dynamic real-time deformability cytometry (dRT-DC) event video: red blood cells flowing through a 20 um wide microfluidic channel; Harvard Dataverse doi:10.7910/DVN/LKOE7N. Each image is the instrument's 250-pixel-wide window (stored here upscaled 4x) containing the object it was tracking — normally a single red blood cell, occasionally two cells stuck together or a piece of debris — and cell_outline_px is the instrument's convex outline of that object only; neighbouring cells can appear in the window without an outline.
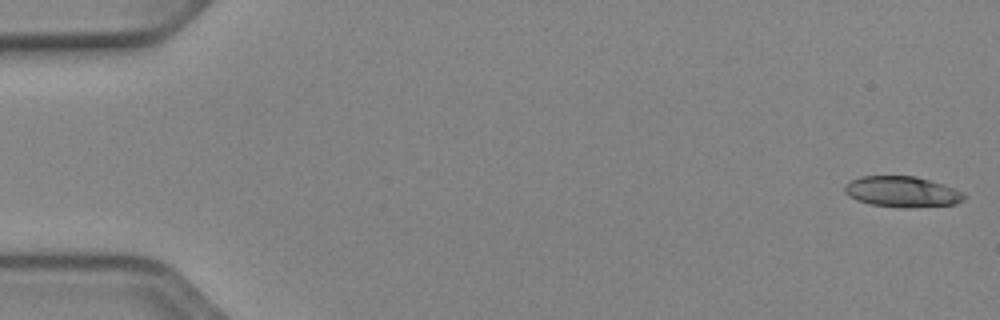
{"species": "Egyptian fruit bat (a non-hibernating species)", "species_latin": "Rousettus aegyptiacus", "temperature_condition": "cold", "stored_images_in_passage": 52, "camera_frame_rate_fps": 3000, "um_per_image_px": 0.085, "animal": {"sex": "female"}, "frame": {"image": 1, "passage_image": 1, "time_ms": 0.0, "image_size_px": [1000, 320], "cell_outline_px": [[968, 196], [964, 200], [956, 204], [912, 208], [900, 208], [872, 204], [856, 200], [848, 196], [844, 192], [844, 184], [860, 176], [916, 176], [944, 184], [964, 192]], "centroid_in_image_um": [76.71, 16.3], "position_along_channel_um": 8.3, "area_um2": 21.79}}
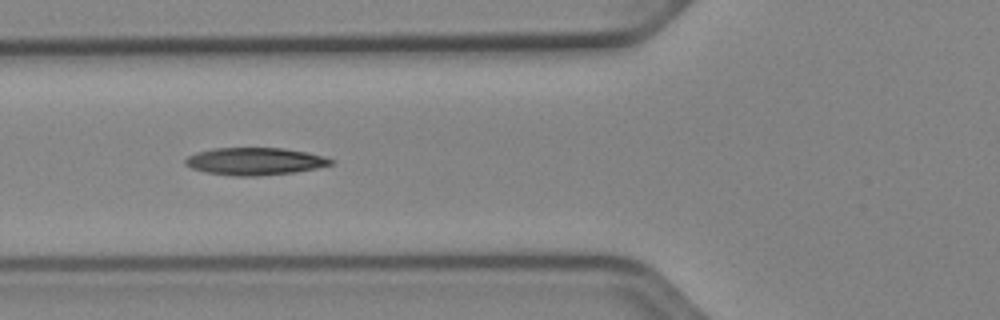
{"frame": {"image": 2, "passage_image": 20, "time_ms": 6.333, "image_size_px": [1000, 320], "cell_outline_px": [[336, 160], [332, 164], [316, 168], [296, 172], [260, 176], [236, 176], [204, 172], [192, 168], [184, 164], [184, 160], [188, 156], [196, 152], [212, 148], [284, 148], [308, 152], [324, 156]], "centroid_in_image_um": [21.67, 13.71], "position_along_channel_um": 104.1, "area_um2": 23.47}}
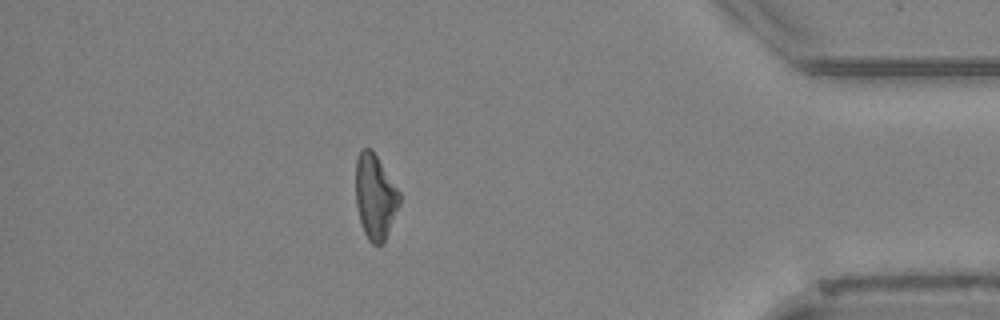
{"frame": {"image": 3, "passage_image": 46, "time_ms": 15.0, "image_size_px": [1000, 320], "cell_outline_px": [[400, 204], [384, 244], [372, 244], [368, 240], [364, 232], [360, 220], [356, 204], [356, 160], [360, 152], [364, 148], [372, 148], [400, 192]], "centroid_in_image_um": [31.9, 16.73], "position_along_channel_um": 403.3, "area_um2": 21.73}, "authors_computed_cell_mechanics": {"area_um2": 22.1663, "velocity_mm_per_s": 3.91, "shape_relaxation_time_tau1_ms": null, "shape_relaxation_time_tau2_ms": 6.3793, "deformation_change_tau1": null, "deformation_change_tau2": 0.1645}}